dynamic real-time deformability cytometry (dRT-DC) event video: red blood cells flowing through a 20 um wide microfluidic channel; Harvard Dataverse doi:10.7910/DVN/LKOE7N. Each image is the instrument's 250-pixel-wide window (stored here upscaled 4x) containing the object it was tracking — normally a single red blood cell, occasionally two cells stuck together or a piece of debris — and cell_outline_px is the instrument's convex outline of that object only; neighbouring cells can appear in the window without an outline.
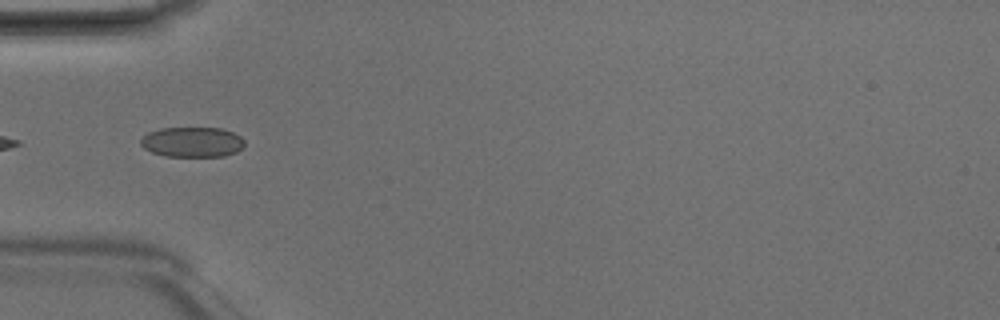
{"species": "Egyptian fruit bat (a non-hibernating species)", "species_latin": "Rousettus aegyptiacus", "temperature_condition": "room temperature", "stored_images_in_passage": 4, "camera_frame_rate_fps": 3000, "um_per_image_px": 0.085, "animal": {"sex": "male"}, "frame": {"image": 1, "passage_image": 4, "time_ms": 1.0, "image_size_px": [1000, 320], "cell_outline_px": [[244, 144], [236, 152], [224, 156], [164, 156], [152, 152], [144, 148], [140, 144], [140, 140], [148, 132], [160, 128], [220, 128], [232, 132], [240, 136], [244, 140]], "centroid_in_image_um": [16.32, 12.07], "position_along_channel_um": 68.7, "area_um2": 18.15}}